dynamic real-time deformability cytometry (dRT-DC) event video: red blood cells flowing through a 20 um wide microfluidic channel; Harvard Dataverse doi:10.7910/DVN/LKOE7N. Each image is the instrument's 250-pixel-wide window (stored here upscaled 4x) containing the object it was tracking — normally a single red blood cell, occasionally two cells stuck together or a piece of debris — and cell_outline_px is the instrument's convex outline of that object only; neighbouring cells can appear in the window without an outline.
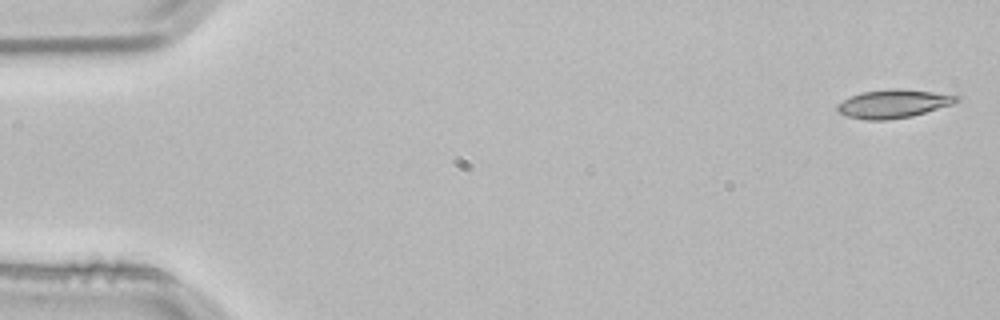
{"species": "common noctule bat (a hibernating species)", "species_latin": "Nyctalus noctula", "temperature_condition": "room temperature", "stored_images_in_passage": 4, "camera_frame_rate_fps": 3000, "um_per_image_px": 0.085, "animal": {"sex": "male", "body_mass_g": 21.5, "forearm_length_mm": 52.0}, "frame": {"image": 1, "passage_image": 1, "time_ms": 0.0, "image_size_px": [1000, 320], "cell_outline_px": [[960, 100], [952, 104], [912, 116], [888, 120], [864, 120], [844, 116], [836, 112], [836, 104], [860, 92], [892, 88], [904, 88], [960, 96]], "centroid_in_image_um": [75.88, 8.82], "position_along_channel_um": 9.1, "area_um2": 19.94}}
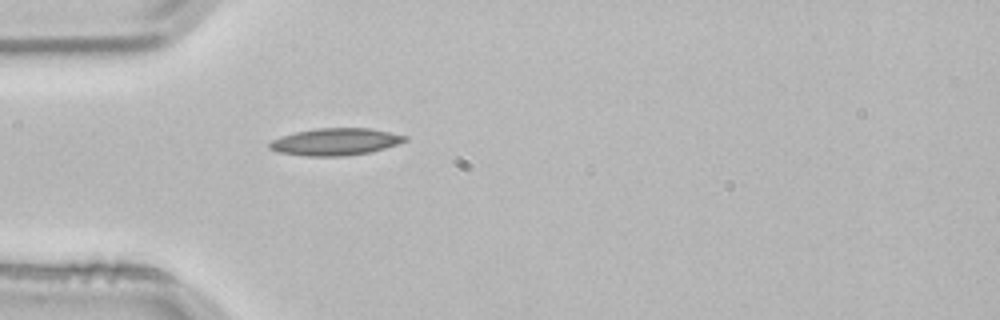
{"frame": {"image": 2, "passage_image": 4, "time_ms": 1.0, "image_size_px": [1000, 320], "cell_outline_px": [[408, 140], [384, 148], [368, 152], [344, 156], [304, 156], [276, 152], [268, 148], [268, 144], [272, 140], [280, 136], [296, 132], [316, 128], [368, 128], [408, 136]], "centroid_in_image_um": [28.45, 12.05], "position_along_channel_um": 56.5, "area_um2": 21.33}}